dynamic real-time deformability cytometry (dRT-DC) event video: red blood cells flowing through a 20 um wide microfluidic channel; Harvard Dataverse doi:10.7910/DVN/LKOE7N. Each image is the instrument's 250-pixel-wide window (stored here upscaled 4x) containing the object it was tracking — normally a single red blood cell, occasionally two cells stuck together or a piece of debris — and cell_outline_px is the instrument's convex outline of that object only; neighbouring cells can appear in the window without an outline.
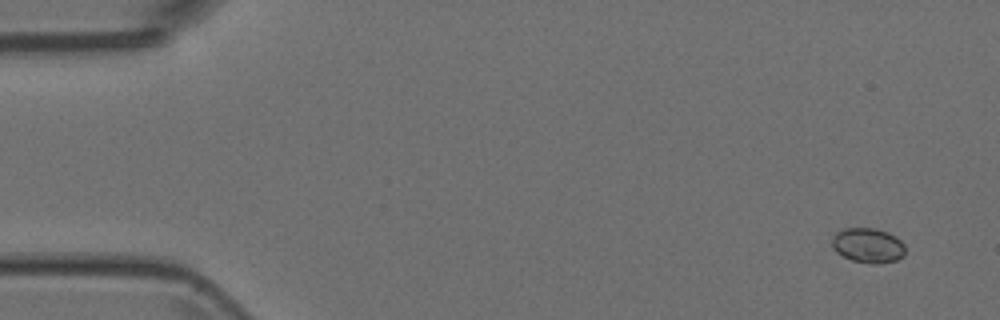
{"species": "Egyptian fruit bat (a non-hibernating species)", "species_latin": "Rousettus aegyptiacus", "temperature_condition": "room temperature", "stored_images_in_passage": 5, "camera_frame_rate_fps": 3000, "um_per_image_px": 0.085, "animal": {"sex": "female"}, "frame": {"image": 1, "passage_image": 1, "time_ms": 0.0, "image_size_px": [1000, 320], "cell_outline_px": [[904, 256], [896, 260], [876, 264], [872, 264], [852, 260], [836, 252], [832, 248], [832, 240], [836, 232], [844, 228], [876, 228], [888, 232], [900, 240], [904, 244]], "centroid_in_image_um": [73.77, 20.85], "position_along_channel_um": 11.2, "area_um2": 14.85}}
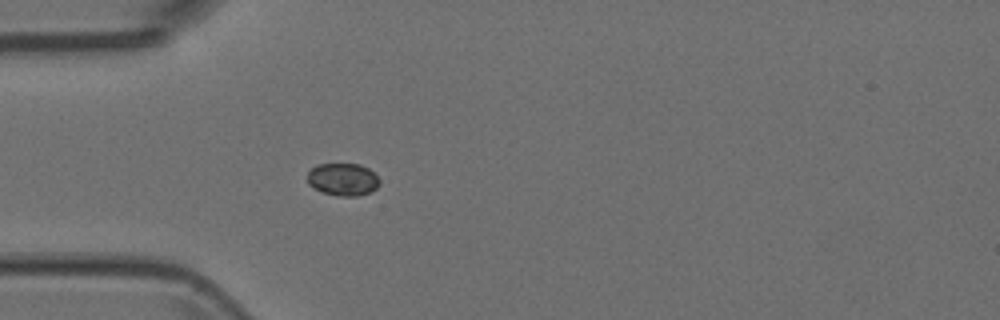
{"frame": {"image": 2, "passage_image": 5, "time_ms": 1.333, "image_size_px": [1000, 320], "cell_outline_px": [[380, 184], [372, 192], [356, 196], [336, 196], [320, 192], [308, 184], [308, 172], [316, 164], [360, 164], [368, 168], [380, 180]], "centroid_in_image_um": [29.14, 15.26], "position_along_channel_um": 55.9, "area_um2": 13.81}}